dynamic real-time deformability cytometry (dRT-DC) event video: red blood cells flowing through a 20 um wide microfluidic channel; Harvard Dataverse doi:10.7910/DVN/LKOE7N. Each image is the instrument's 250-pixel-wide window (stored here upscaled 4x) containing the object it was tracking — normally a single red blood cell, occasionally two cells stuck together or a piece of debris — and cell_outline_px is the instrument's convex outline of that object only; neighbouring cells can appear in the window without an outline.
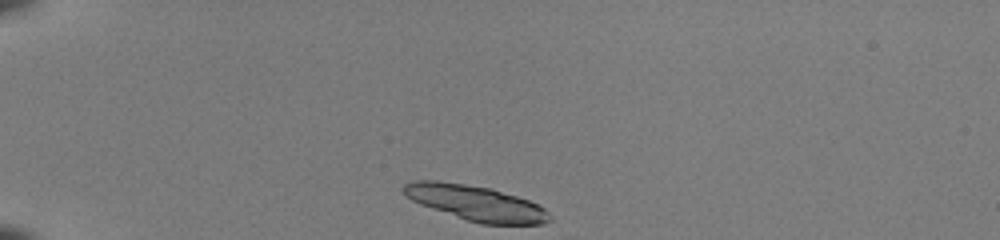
{"species": "common noctule bat (a hibernating species)", "species_latin": "Nyctalus noctula", "temperature_condition": "room temperature", "stored_images_in_passage": 38, "camera_frame_rate_fps": 3000, "um_per_image_px": 0.085, "animal": {"sex": "female", "body_mass_g": 22.0, "forearm_length_mm": 56.7}, "frame": {"image": 1, "passage_image": 1, "time_ms": 0.0, "image_size_px": [1000, 240], "cell_outline_px": [[552, 220], [544, 224], [480, 224], [420, 204], [412, 200], [400, 188], [404, 184], [412, 180], [436, 180], [492, 188], [528, 200], [544, 208], [552, 216]], "centroid_in_image_um": [40.45, 17.25], "position_along_channel_um": 44.5, "area_um2": 29.82}, "authors_computed_cell_mechanics": {"area_um2": 19.3052, "velocity_mm_per_s": 4.0237, "shape_relaxation_time_tau1_ms": 1.0277, "shape_relaxation_time_tau2_ms": null, "deformation_change_tau1": 0.2787, "deformation_change_tau2": null}}